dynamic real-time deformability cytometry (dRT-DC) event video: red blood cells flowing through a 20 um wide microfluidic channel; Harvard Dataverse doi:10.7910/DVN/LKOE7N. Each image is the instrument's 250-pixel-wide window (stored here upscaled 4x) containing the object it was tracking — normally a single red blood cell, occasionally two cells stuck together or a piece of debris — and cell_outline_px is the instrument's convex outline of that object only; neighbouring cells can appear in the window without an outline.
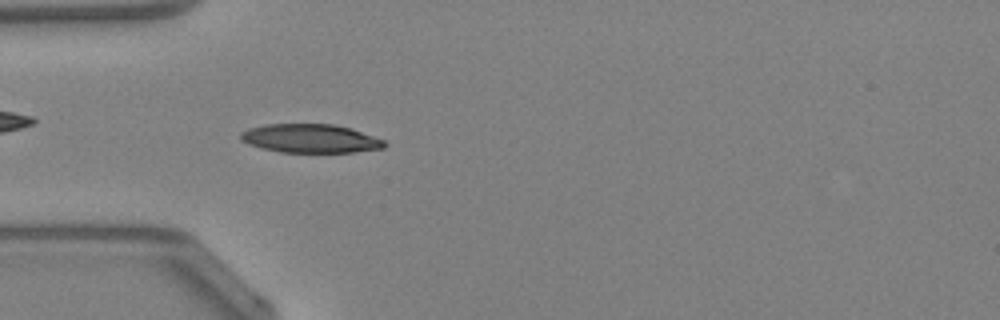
{"species": "Egyptian fruit bat (a non-hibernating species)", "species_latin": "Rousettus aegyptiacus", "temperature_condition": "warm", "stored_images_in_passage": 47, "camera_frame_rate_fps": 3000, "um_per_image_px": 0.085, "animal": {"sex": "female"}, "frame": {"image": 1, "passage_image": 14, "time_ms": 4.333, "image_size_px": [1000, 320], "cell_outline_px": [[388, 144], [384, 148], [352, 152], [280, 152], [248, 144], [240, 140], [240, 132], [248, 128], [268, 124], [336, 124], [352, 128], [384, 140]], "centroid_in_image_um": [26.39, 11.76], "position_along_channel_um": 58.6, "area_um2": 24.1}, "authors_computed_cell_mechanics": {"area_um2": 23.987, "velocity_mm_per_s": 4.2935, "shape_relaxation_time_tau1_ms": 3.9492, "shape_relaxation_time_tau2_ms": 3.1427, "deformation_change_tau1": 0.1409, "deformation_change_tau2": 0.0942}}